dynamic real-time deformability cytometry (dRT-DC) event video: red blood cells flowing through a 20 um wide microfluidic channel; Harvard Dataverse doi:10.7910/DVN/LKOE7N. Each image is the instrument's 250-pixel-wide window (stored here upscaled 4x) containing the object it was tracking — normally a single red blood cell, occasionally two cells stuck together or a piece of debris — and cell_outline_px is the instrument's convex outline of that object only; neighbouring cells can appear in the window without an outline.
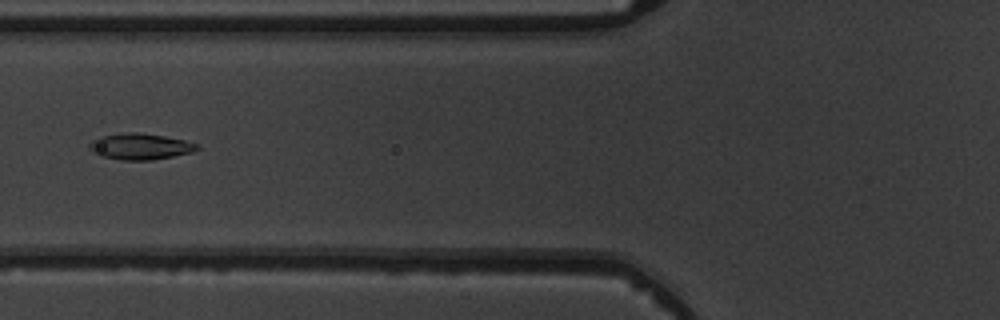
{"species": "common noctule bat (a hibernating species)", "species_latin": "Nyctalus noctula", "temperature_condition": "warm", "stored_images_in_passage": 6, "camera_frame_rate_fps": 3000, "um_per_image_px": 0.085, "animal": {"sex": "male", "body_mass_g": 19.5, "forearm_length_mm": 54.6}, "frame": {"image": 1, "passage_image": 5, "time_ms": 5.667, "image_size_px": [1000, 320], "cell_outline_px": [[200, 148], [192, 152], [152, 160], [120, 160], [100, 156], [92, 152], [88, 148], [88, 144], [92, 140], [100, 136], [132, 132], [136, 132], [164, 136], [184, 140], [200, 144]], "centroid_in_image_um": [11.9, 12.46], "position_along_channel_um": 113.9, "area_um2": 16.47}}
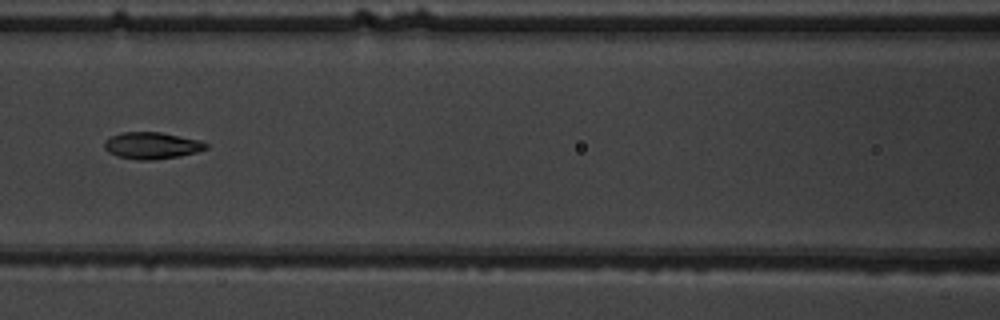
{"frame": {"image": 2, "passage_image": 6, "time_ms": 6.667, "image_size_px": [1000, 320], "cell_outline_px": [[208, 148], [196, 152], [180, 156], [152, 160], [136, 160], [116, 156], [108, 152], [104, 148], [104, 144], [112, 136], [124, 132], [160, 132], [200, 140], [208, 144]], "centroid_in_image_um": [12.92, 12.38], "position_along_channel_um": 153.7, "area_um2": 15.78}}